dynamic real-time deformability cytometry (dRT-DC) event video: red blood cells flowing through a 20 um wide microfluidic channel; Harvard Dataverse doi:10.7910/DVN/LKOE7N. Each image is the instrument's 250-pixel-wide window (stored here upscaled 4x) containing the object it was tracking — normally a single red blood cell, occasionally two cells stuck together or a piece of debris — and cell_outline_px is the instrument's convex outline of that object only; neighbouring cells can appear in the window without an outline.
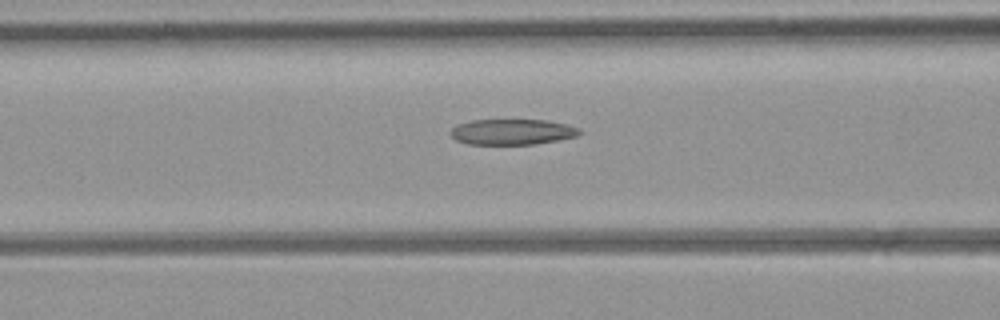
{"species": "common noctule bat (a hibernating species)", "species_latin": "Nyctalus noctula", "temperature_condition": "room temperature", "stored_images_in_passage": 8, "segment_of_instrument_passage": [2, 2], "camera_frame_rate_fps": 3000, "um_per_image_px": 0.085, "animal": {"sex": "female", "body_mass_g": 21.9}, "frame": {"image": 1, "passage_image": 8, "time_ms": 9.0, "image_size_px": [1000, 320], "cell_outline_px": [[580, 132], [576, 136], [560, 140], [536, 144], [468, 144], [456, 140], [448, 132], [456, 124], [472, 120], [548, 120], [568, 124], [580, 128]], "centroid_in_image_um": [43.53, 11.2], "position_along_channel_um": 123.1, "area_um2": 19.42}}